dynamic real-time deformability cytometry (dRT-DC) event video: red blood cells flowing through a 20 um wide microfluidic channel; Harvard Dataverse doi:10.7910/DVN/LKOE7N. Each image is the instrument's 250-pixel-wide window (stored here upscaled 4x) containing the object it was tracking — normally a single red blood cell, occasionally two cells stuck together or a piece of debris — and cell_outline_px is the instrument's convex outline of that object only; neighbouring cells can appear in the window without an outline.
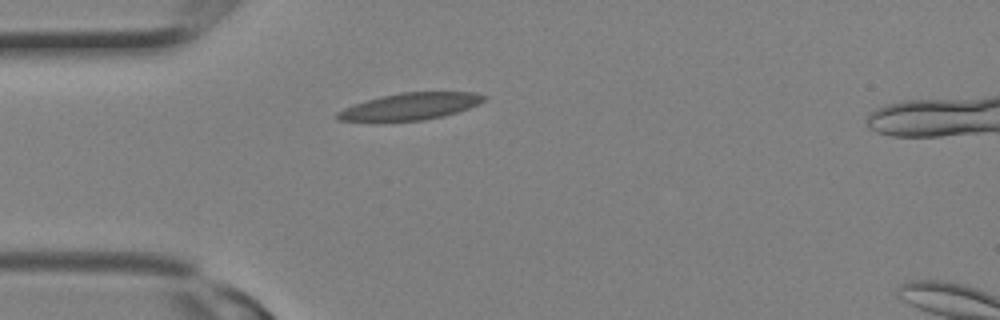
{"species": "Egyptian fruit bat (a non-hibernating species)", "species_latin": "Rousettus aegyptiacus", "temperature_condition": "room temperature", "stored_images_in_passage": 2, "camera_frame_rate_fps": 3000, "um_per_image_px": 0.085, "animal": {"sex": "female"}, "frame": {"image": 1, "passage_image": 1, "time_ms": 0.0, "image_size_px": [1000, 320], "cell_outline_px": [[488, 96], [480, 104], [444, 116], [424, 120], [376, 124], [372, 124], [336, 120], [336, 112], [344, 108], [368, 100], [400, 92], [476, 92]], "centroid_in_image_um": [34.8, 9.1], "position_along_channel_um": 50.2, "area_um2": 23.81}}